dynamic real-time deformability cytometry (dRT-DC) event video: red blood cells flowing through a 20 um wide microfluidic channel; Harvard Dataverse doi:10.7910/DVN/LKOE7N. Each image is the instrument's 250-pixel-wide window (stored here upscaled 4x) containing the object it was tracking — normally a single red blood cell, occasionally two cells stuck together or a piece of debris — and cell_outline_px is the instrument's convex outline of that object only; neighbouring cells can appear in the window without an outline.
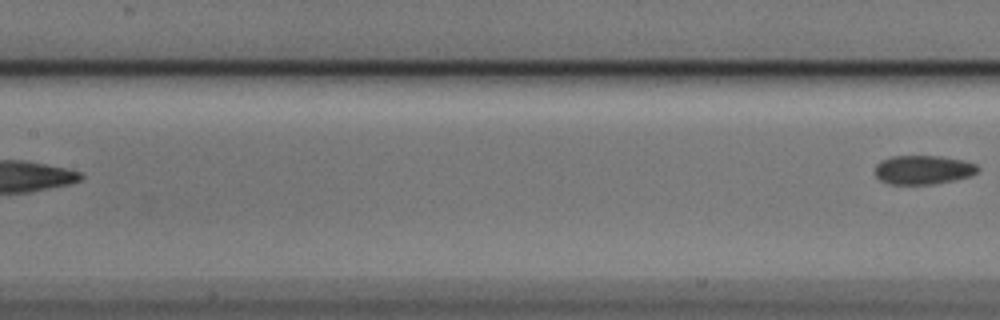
{"species": "Egyptian fruit bat (a non-hibernating species)", "species_latin": "Rousettus aegyptiacus", "temperature_condition": "cold", "stored_images_in_passage": 5, "segment_of_instrument_passage": [2, 2], "camera_frame_rate_fps": 3000, "um_per_image_px": 0.085, "animal": {"sex": "male"}, "frame": {"image": 1, "passage_image": 5, "time_ms": 1.333, "image_size_px": [1000, 320], "cell_outline_px": [[980, 168], [976, 172], [968, 176], [952, 180], [932, 184], [888, 184], [880, 180], [876, 176], [876, 164], [880, 160], [892, 156], [940, 156], [964, 160], [976, 164]], "centroid_in_image_um": [78.44, 14.42], "position_along_channel_um": 129.0, "area_um2": 17.28}}